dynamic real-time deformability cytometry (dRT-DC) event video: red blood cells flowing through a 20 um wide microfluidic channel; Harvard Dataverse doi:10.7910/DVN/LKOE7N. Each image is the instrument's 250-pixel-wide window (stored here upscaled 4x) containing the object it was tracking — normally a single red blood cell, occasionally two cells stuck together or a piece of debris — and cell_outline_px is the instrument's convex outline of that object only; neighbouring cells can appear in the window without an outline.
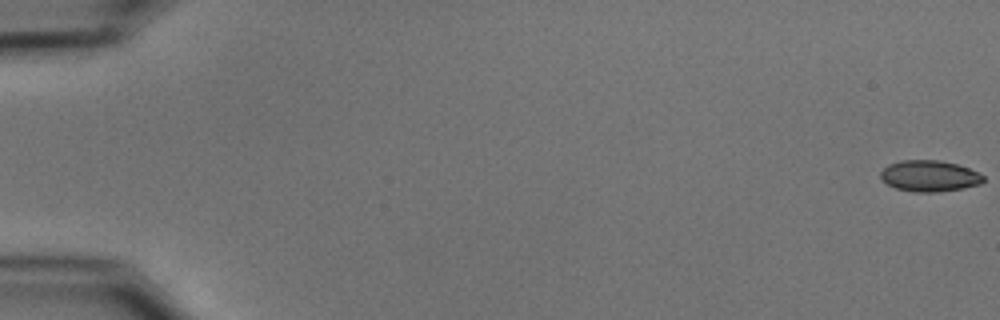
{"species": "common noctule bat (a hibernating species)", "species_latin": "Nyctalus noctula", "temperature_condition": "cold", "stored_images_in_passage": 8, "camera_frame_rate_fps": 3000, "um_per_image_px": 0.085, "animal": {"sex": "male", "body_mass_g": 15.6}, "frame": {"image": 1, "passage_image": 1, "time_ms": 0.0, "image_size_px": [1000, 320], "cell_outline_px": [[984, 180], [980, 184], [964, 188], [936, 192], [916, 192], [896, 188], [880, 180], [880, 172], [888, 164], [900, 160], [940, 160], [956, 164], [968, 168], [984, 176]], "centroid_in_image_um": [78.97, 14.95], "position_along_channel_um": 6.0, "area_um2": 18.67}}